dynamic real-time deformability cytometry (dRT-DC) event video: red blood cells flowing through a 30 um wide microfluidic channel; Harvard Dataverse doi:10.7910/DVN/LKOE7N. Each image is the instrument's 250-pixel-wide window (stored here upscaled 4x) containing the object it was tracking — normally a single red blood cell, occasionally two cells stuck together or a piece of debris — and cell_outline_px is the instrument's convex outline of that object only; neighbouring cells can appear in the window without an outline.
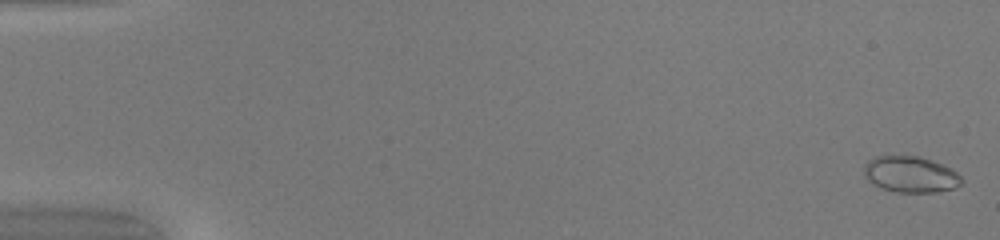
{"species": "common noctule bat (a hibernating species)", "species_latin": "Nyctalus noctula", "temperature_condition": "warm", "stored_images_in_passage": 51, "camera_frame_rate_fps": 3000, "um_per_image_px": 0.085, "animal": {"sex": "female", "body_mass_g": 20.0, "forearm_length_mm": 54.0}, "frame": {"image": 1, "passage_image": 1, "time_ms": 0.0, "image_size_px": [1000, 240], "cell_outline_px": [[964, 180], [960, 184], [952, 188], [936, 192], [896, 192], [880, 188], [872, 184], [864, 176], [864, 164], [868, 160], [876, 156], [920, 156], [952, 168]], "centroid_in_image_um": [77.37, 14.82], "position_along_channel_um": 7.6, "area_um2": 20.63}}
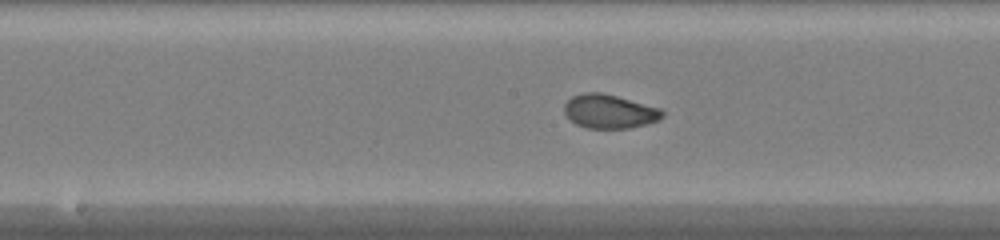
{"frame": {"image": 2, "passage_image": 27, "time_ms": 8.667, "image_size_px": [1000, 240], "cell_outline_px": [[664, 116], [660, 120], [628, 128], [588, 128], [576, 124], [564, 112], [564, 104], [572, 96], [584, 92], [600, 92], [616, 96], [660, 108], [664, 112]], "centroid_in_image_um": [51.8, 9.46], "position_along_channel_um": 196.4, "area_um2": 19.19}}
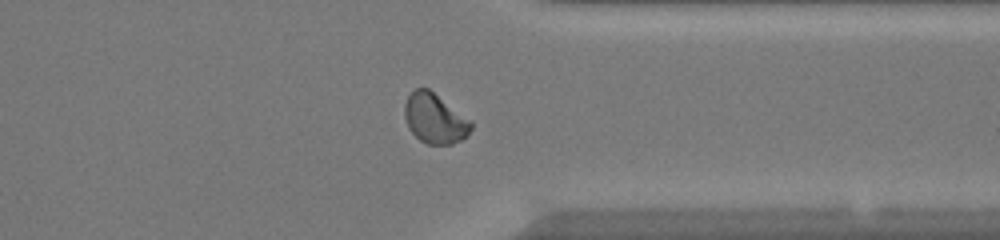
{"frame": {"image": 3, "passage_image": 40, "time_ms": 13.0, "image_size_px": [1000, 240], "cell_outline_px": [[472, 128], [460, 140], [452, 144], [428, 144], [420, 140], [408, 128], [404, 116], [404, 104], [408, 96], [416, 88], [428, 88], [472, 120]], "centroid_in_image_um": [36.95, 10.06], "position_along_channel_um": 374.5, "area_um2": 19.25}, "authors_computed_cell_mechanics": {"area_um2": 19.2474, "velocity_mm_per_s": 4.164, "shape_relaxation_time_tau1_ms": null, "shape_relaxation_time_tau2_ms": 0.6227, "deformation_change_tau1": null, "deformation_change_tau2": 0.0366}}